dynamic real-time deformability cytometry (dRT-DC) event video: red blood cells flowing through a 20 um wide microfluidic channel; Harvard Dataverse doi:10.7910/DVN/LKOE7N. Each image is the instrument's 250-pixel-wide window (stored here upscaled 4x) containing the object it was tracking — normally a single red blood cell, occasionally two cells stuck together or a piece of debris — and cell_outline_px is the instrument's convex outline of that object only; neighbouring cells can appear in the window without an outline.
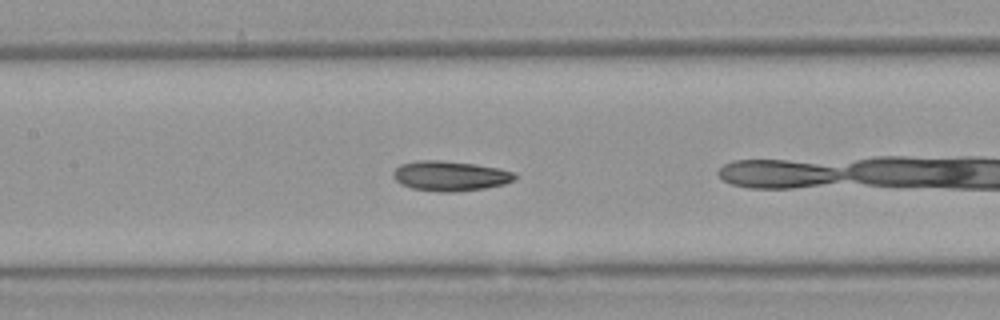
{"species": "Egyptian fruit bat (a non-hibernating species)", "species_latin": "Rousettus aegyptiacus", "temperature_condition": "warm", "stored_images_in_passage": 25, "camera_frame_rate_fps": 3000, "um_per_image_px": 0.085, "animal": {"sex": "female"}, "frame": {"image": 1, "passage_image": 8, "time_ms": 2.333, "image_size_px": [1000, 320], "cell_outline_px": [[516, 176], [512, 180], [504, 184], [484, 188], [452, 192], [440, 192], [412, 188], [400, 184], [392, 176], [392, 172], [400, 164], [416, 160], [440, 160], [476, 164], [516, 172]], "centroid_in_image_um": [38.22, 14.94], "position_along_channel_um": 169.2, "area_um2": 21.21}}
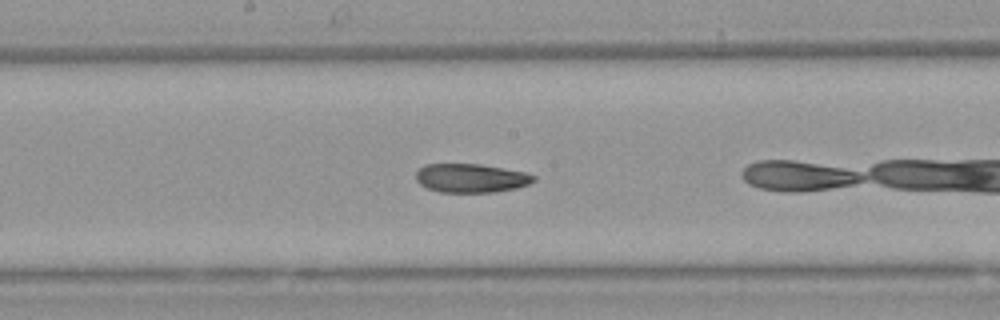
{"frame": {"image": 2, "passage_image": 11, "time_ms": 3.333, "image_size_px": [1000, 320], "cell_outline_px": [[536, 180], [528, 184], [516, 188], [496, 192], [440, 192], [428, 188], [420, 184], [416, 180], [416, 172], [424, 164], [480, 164], [524, 172], [536, 176]], "centroid_in_image_um": [40.03, 15.14], "position_along_channel_um": 208.2, "area_um2": 19.71}}